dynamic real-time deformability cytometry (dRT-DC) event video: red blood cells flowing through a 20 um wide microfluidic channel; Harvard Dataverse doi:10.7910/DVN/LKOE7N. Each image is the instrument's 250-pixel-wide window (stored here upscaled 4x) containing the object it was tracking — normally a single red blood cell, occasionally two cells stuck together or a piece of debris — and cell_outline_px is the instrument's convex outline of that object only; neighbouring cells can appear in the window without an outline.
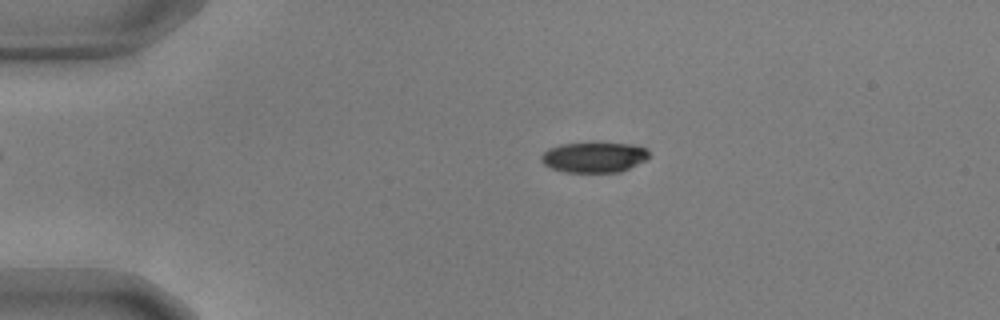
{"species": "common noctule bat (a hibernating species)", "species_latin": "Nyctalus noctula", "temperature_condition": "warm", "stored_images_in_passage": 6, "camera_frame_rate_fps": 3000, "um_per_image_px": 0.085, "animal": {"sex": "male", "body_mass_g": 17.9, "forearm_length_mm": 54.2}, "frame": {"image": 1, "passage_image": 3, "time_ms": 0.667, "image_size_px": [1000, 320], "cell_outline_px": [[648, 156], [644, 160], [620, 172], [564, 172], [552, 168], [544, 164], [540, 160], [540, 156], [548, 148], [560, 144], [592, 140], [632, 144], [648, 148]], "centroid_in_image_um": [50.46, 13.31], "position_along_channel_um": 34.5, "area_um2": 19.77}}